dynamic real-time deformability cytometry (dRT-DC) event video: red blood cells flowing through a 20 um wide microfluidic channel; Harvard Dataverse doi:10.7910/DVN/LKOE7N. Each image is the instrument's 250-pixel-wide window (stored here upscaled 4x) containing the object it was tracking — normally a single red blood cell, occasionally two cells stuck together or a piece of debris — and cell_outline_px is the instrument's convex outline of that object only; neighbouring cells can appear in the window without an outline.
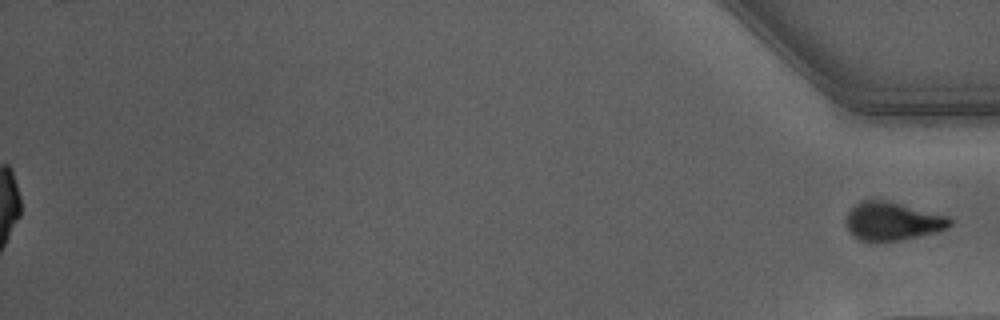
{"species": "Egyptian fruit bat (a non-hibernating species)", "species_latin": "Rousettus aegyptiacus", "temperature_condition": "warm", "stored_images_in_passage": 57, "segment_of_instrument_passage": [2, 2], "camera_frame_rate_fps": 3000, "um_per_image_px": 0.085, "animal": {"sex": "male"}, "frame": {"image": 1, "passage_image": 57, "time_ms": 18.667, "image_size_px": [1000, 320], "cell_outline_px": [[952, 224], [948, 228], [936, 232], [920, 236], [896, 240], [860, 240], [852, 236], [848, 228], [848, 212], [860, 200], [884, 200], [948, 216], [952, 220]], "centroid_in_image_um": [75.88, 18.8], "position_along_channel_um": 359.3, "area_um2": 22.66}}